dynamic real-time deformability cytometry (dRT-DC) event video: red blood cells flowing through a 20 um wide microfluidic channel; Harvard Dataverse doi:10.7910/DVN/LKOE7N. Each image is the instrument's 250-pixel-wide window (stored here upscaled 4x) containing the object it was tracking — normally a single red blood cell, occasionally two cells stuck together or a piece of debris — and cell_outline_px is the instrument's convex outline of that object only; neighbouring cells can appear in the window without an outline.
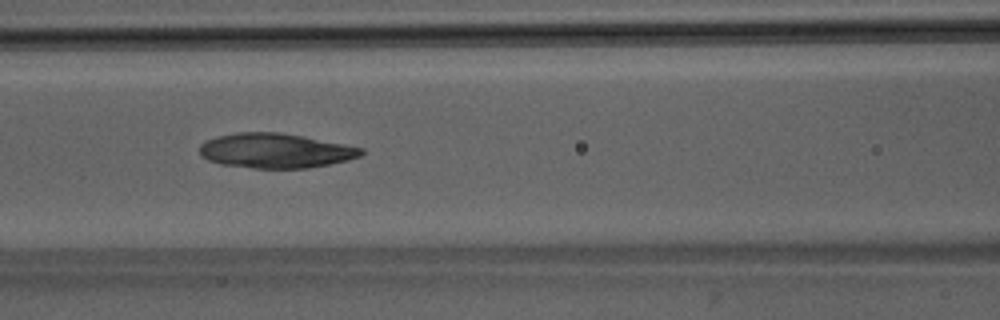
{"species": "Egyptian fruit bat (a non-hibernating species)", "species_latin": "Rousettus aegyptiacus", "temperature_condition": "room temperature", "stored_images_in_passage": 50, "camera_frame_rate_fps": 3000, "um_per_image_px": 0.085, "animal": {"sex": "male"}, "frame": {"image": 1, "passage_image": 22, "time_ms": 7.0, "image_size_px": [1000, 320], "cell_outline_px": [[364, 152], [360, 156], [348, 160], [308, 168], [252, 168], [220, 164], [208, 160], [200, 156], [200, 144], [204, 140], [216, 136], [236, 132], [280, 132], [304, 136], [364, 148]], "centroid_in_image_um": [23.38, 12.8], "position_along_channel_um": 143.2, "area_um2": 32.89}}
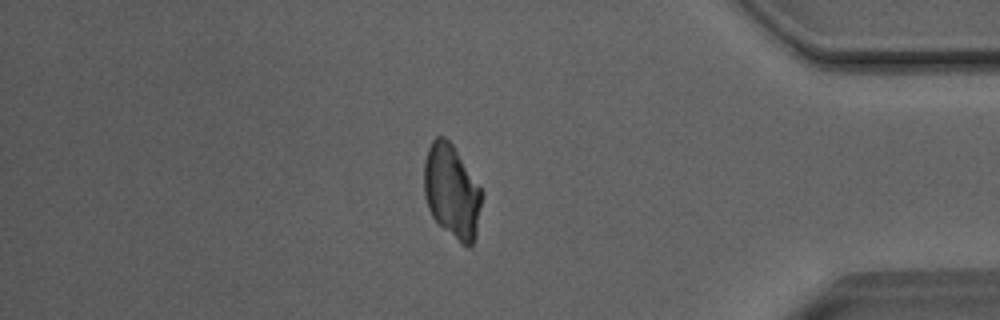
{"frame": {"image": 2, "passage_image": 43, "time_ms": 14.0, "image_size_px": [1000, 320], "cell_outline_px": [[480, 204], [476, 236], [472, 244], [468, 248], [444, 228], [432, 216], [428, 208], [424, 196], [424, 160], [428, 148], [432, 140], [436, 136], [444, 136], [452, 144], [480, 188]], "centroid_in_image_um": [38.36, 16.24], "position_along_channel_um": 396.8, "area_um2": 30.75}}
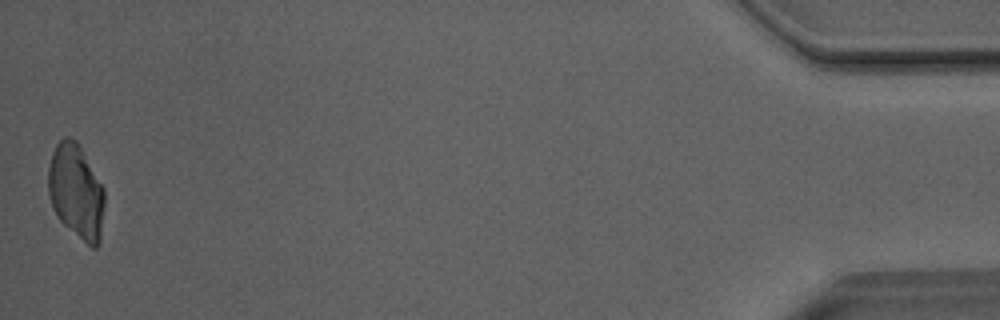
{"frame": {"image": 3, "passage_image": 50, "time_ms": 16.333, "image_size_px": [1000, 320], "cell_outline_px": [[104, 204], [100, 244], [96, 248], [92, 248], [64, 224], [56, 216], [52, 208], [48, 196], [48, 164], [52, 152], [56, 144], [64, 136], [68, 136], [76, 140], [104, 188]], "centroid_in_image_um": [6.45, 16.28], "position_along_channel_um": 428.7, "area_um2": 31.15}}